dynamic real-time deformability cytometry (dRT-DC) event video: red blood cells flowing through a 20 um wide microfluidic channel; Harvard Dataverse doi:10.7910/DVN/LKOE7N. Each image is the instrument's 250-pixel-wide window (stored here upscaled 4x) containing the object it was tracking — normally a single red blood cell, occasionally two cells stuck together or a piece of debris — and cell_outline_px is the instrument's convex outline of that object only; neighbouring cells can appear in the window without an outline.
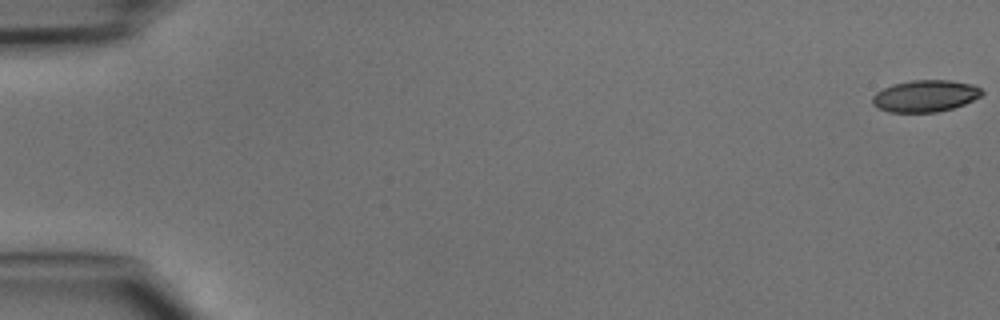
{"species": "common noctule bat (a hibernating species)", "species_latin": "Nyctalus noctula", "temperature_condition": "cold", "stored_images_in_passage": 48, "camera_frame_rate_fps": 3000, "um_per_image_px": 0.085, "animal": {"sex": "male", "body_mass_g": 15.6}, "frame": {"image": 1, "passage_image": 1, "time_ms": 0.0, "image_size_px": [1000, 320], "cell_outline_px": [[984, 92], [980, 96], [964, 104], [952, 108], [936, 112], [888, 112], [872, 104], [872, 96], [876, 92], [892, 84], [912, 80], [948, 80], [972, 84], [980, 88]], "centroid_in_image_um": [78.63, 8.15], "position_along_channel_um": 6.4, "area_um2": 20.17}}
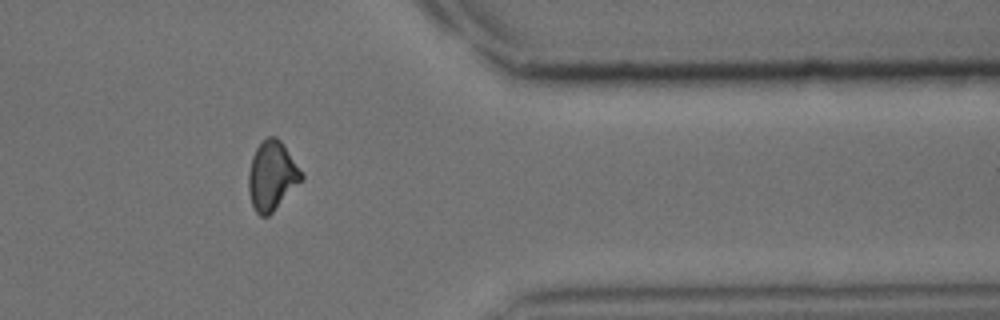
{"frame": {"image": 2, "passage_image": 40, "time_ms": 13.0, "image_size_px": [1000, 320], "cell_outline_px": [[304, 176], [272, 212], [268, 216], [260, 216], [256, 212], [252, 204], [248, 192], [248, 172], [252, 156], [256, 148], [268, 136], [276, 136], [284, 144]], "centroid_in_image_um": [23.08, 14.92], "position_along_channel_um": 388.3, "area_um2": 20.92}}
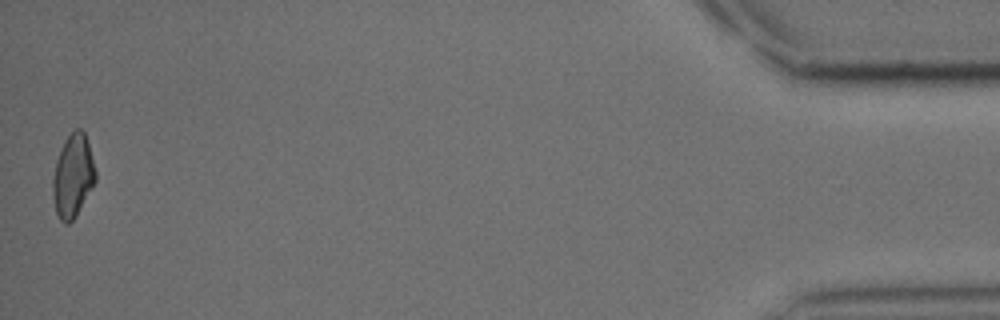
{"frame": {"image": 3, "passage_image": 48, "time_ms": 15.667, "image_size_px": [1000, 320], "cell_outline_px": [[96, 180], [76, 216], [68, 224], [64, 224], [60, 220], [56, 212], [52, 192], [52, 180], [56, 160], [60, 148], [64, 140], [76, 128], [80, 128], [84, 132], [88, 144], [96, 172]], "centroid_in_image_um": [6.18, 14.96], "position_along_channel_um": 429.0, "area_um2": 20.58}}